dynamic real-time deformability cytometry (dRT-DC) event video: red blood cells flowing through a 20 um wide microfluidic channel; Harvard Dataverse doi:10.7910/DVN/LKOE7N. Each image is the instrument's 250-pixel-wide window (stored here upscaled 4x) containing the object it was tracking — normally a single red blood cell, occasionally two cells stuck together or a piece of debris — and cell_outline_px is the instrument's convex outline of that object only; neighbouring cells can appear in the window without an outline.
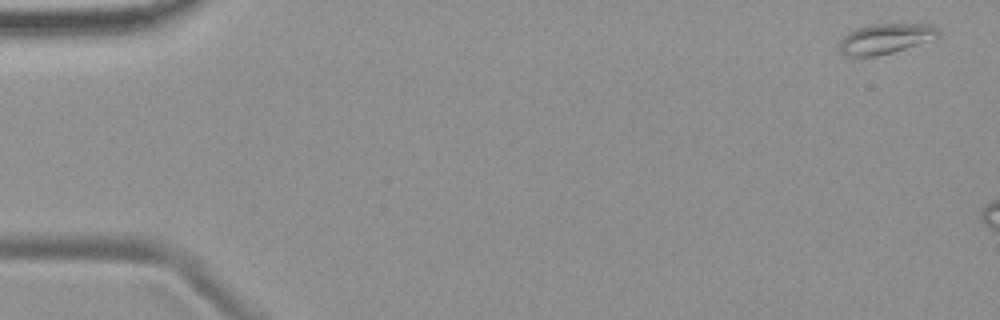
{"species": "common noctule bat (a hibernating species)", "species_latin": "Nyctalus noctula", "temperature_condition": "room temperature", "stored_images_in_passage": 3, "camera_frame_rate_fps": 3000, "um_per_image_px": 0.085, "animal": {"sex": "female", "body_mass_g": 19.9}, "frame": {"image": 1, "passage_image": 1, "time_ms": 0.0, "image_size_px": [1000, 320], "cell_outline_px": [[940, 36], [892, 52], [876, 56], [848, 56], [840, 52], [840, 40], [848, 32], [856, 28], [872, 24], [932, 24], [940, 32]], "centroid_in_image_um": [75.24, 3.27], "position_along_channel_um": 9.8, "area_um2": 17.11}}